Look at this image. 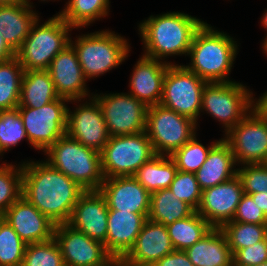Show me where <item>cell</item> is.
I'll use <instances>...</instances> for the list:
<instances>
[{
    "mask_svg": "<svg viewBox=\"0 0 267 266\" xmlns=\"http://www.w3.org/2000/svg\"><path fill=\"white\" fill-rule=\"evenodd\" d=\"M85 191L44 160H22V196L56 225L69 222Z\"/></svg>",
    "mask_w": 267,
    "mask_h": 266,
    "instance_id": "1",
    "label": "cell"
},
{
    "mask_svg": "<svg viewBox=\"0 0 267 266\" xmlns=\"http://www.w3.org/2000/svg\"><path fill=\"white\" fill-rule=\"evenodd\" d=\"M203 23L202 19L180 11L149 16L138 25L143 55L173 64L167 58L187 56L194 35Z\"/></svg>",
    "mask_w": 267,
    "mask_h": 266,
    "instance_id": "2",
    "label": "cell"
},
{
    "mask_svg": "<svg viewBox=\"0 0 267 266\" xmlns=\"http://www.w3.org/2000/svg\"><path fill=\"white\" fill-rule=\"evenodd\" d=\"M238 46L226 32L204 22L195 33L187 55L191 62L184 66L206 82H233L228 76L234 68Z\"/></svg>",
    "mask_w": 267,
    "mask_h": 266,
    "instance_id": "3",
    "label": "cell"
},
{
    "mask_svg": "<svg viewBox=\"0 0 267 266\" xmlns=\"http://www.w3.org/2000/svg\"><path fill=\"white\" fill-rule=\"evenodd\" d=\"M44 154L47 157L44 161L86 191L99 190L105 179L100 152L84 146L67 134L59 138Z\"/></svg>",
    "mask_w": 267,
    "mask_h": 266,
    "instance_id": "4",
    "label": "cell"
},
{
    "mask_svg": "<svg viewBox=\"0 0 267 266\" xmlns=\"http://www.w3.org/2000/svg\"><path fill=\"white\" fill-rule=\"evenodd\" d=\"M70 44L75 49L87 80L98 78L117 68L128 58L131 46L127 38L112 30L95 31L76 36Z\"/></svg>",
    "mask_w": 267,
    "mask_h": 266,
    "instance_id": "5",
    "label": "cell"
},
{
    "mask_svg": "<svg viewBox=\"0 0 267 266\" xmlns=\"http://www.w3.org/2000/svg\"><path fill=\"white\" fill-rule=\"evenodd\" d=\"M39 17L32 24L29 35L16 52L25 71L47 70L54 57L70 45L74 29L57 13L41 23Z\"/></svg>",
    "mask_w": 267,
    "mask_h": 266,
    "instance_id": "6",
    "label": "cell"
},
{
    "mask_svg": "<svg viewBox=\"0 0 267 266\" xmlns=\"http://www.w3.org/2000/svg\"><path fill=\"white\" fill-rule=\"evenodd\" d=\"M237 82H207L202 92L201 113L206 112L224 127L226 135L253 108V92Z\"/></svg>",
    "mask_w": 267,
    "mask_h": 266,
    "instance_id": "7",
    "label": "cell"
},
{
    "mask_svg": "<svg viewBox=\"0 0 267 266\" xmlns=\"http://www.w3.org/2000/svg\"><path fill=\"white\" fill-rule=\"evenodd\" d=\"M101 155L104 178L134 176L155 155L146 131L123 136H110Z\"/></svg>",
    "mask_w": 267,
    "mask_h": 266,
    "instance_id": "8",
    "label": "cell"
},
{
    "mask_svg": "<svg viewBox=\"0 0 267 266\" xmlns=\"http://www.w3.org/2000/svg\"><path fill=\"white\" fill-rule=\"evenodd\" d=\"M198 122L161 105L147 109L146 133L156 155L170 156L197 133Z\"/></svg>",
    "mask_w": 267,
    "mask_h": 266,
    "instance_id": "9",
    "label": "cell"
},
{
    "mask_svg": "<svg viewBox=\"0 0 267 266\" xmlns=\"http://www.w3.org/2000/svg\"><path fill=\"white\" fill-rule=\"evenodd\" d=\"M70 100L59 97L40 108L17 107L27 133L28 144L45 152L66 134Z\"/></svg>",
    "mask_w": 267,
    "mask_h": 266,
    "instance_id": "10",
    "label": "cell"
},
{
    "mask_svg": "<svg viewBox=\"0 0 267 266\" xmlns=\"http://www.w3.org/2000/svg\"><path fill=\"white\" fill-rule=\"evenodd\" d=\"M206 83L183 64H169L160 104L197 122L201 116L202 92Z\"/></svg>",
    "mask_w": 267,
    "mask_h": 266,
    "instance_id": "11",
    "label": "cell"
},
{
    "mask_svg": "<svg viewBox=\"0 0 267 266\" xmlns=\"http://www.w3.org/2000/svg\"><path fill=\"white\" fill-rule=\"evenodd\" d=\"M110 136L131 135L146 131L148 107L130 93H96Z\"/></svg>",
    "mask_w": 267,
    "mask_h": 266,
    "instance_id": "12",
    "label": "cell"
},
{
    "mask_svg": "<svg viewBox=\"0 0 267 266\" xmlns=\"http://www.w3.org/2000/svg\"><path fill=\"white\" fill-rule=\"evenodd\" d=\"M223 138L231 146L237 167L267 163V122L254 108Z\"/></svg>",
    "mask_w": 267,
    "mask_h": 266,
    "instance_id": "13",
    "label": "cell"
},
{
    "mask_svg": "<svg viewBox=\"0 0 267 266\" xmlns=\"http://www.w3.org/2000/svg\"><path fill=\"white\" fill-rule=\"evenodd\" d=\"M75 102L78 103L75 110L68 108L66 134L84 146L101 152L110 135L98 101L93 96L88 100L86 98V101L70 100L72 104Z\"/></svg>",
    "mask_w": 267,
    "mask_h": 266,
    "instance_id": "14",
    "label": "cell"
},
{
    "mask_svg": "<svg viewBox=\"0 0 267 266\" xmlns=\"http://www.w3.org/2000/svg\"><path fill=\"white\" fill-rule=\"evenodd\" d=\"M65 266H110L114 258L103 243L91 239L68 223L57 224L54 230Z\"/></svg>",
    "mask_w": 267,
    "mask_h": 266,
    "instance_id": "15",
    "label": "cell"
},
{
    "mask_svg": "<svg viewBox=\"0 0 267 266\" xmlns=\"http://www.w3.org/2000/svg\"><path fill=\"white\" fill-rule=\"evenodd\" d=\"M244 194L238 175L202 191L199 208L196 210L213 228H220L232 221L237 206Z\"/></svg>",
    "mask_w": 267,
    "mask_h": 266,
    "instance_id": "16",
    "label": "cell"
},
{
    "mask_svg": "<svg viewBox=\"0 0 267 266\" xmlns=\"http://www.w3.org/2000/svg\"><path fill=\"white\" fill-rule=\"evenodd\" d=\"M49 72L57 94L68 100H82L93 96L87 87L77 53L70 44L51 61Z\"/></svg>",
    "mask_w": 267,
    "mask_h": 266,
    "instance_id": "17",
    "label": "cell"
},
{
    "mask_svg": "<svg viewBox=\"0 0 267 266\" xmlns=\"http://www.w3.org/2000/svg\"><path fill=\"white\" fill-rule=\"evenodd\" d=\"M2 218L26 244L48 241L54 237L56 224L23 196L6 210Z\"/></svg>",
    "mask_w": 267,
    "mask_h": 266,
    "instance_id": "18",
    "label": "cell"
},
{
    "mask_svg": "<svg viewBox=\"0 0 267 266\" xmlns=\"http://www.w3.org/2000/svg\"><path fill=\"white\" fill-rule=\"evenodd\" d=\"M99 191L109 209L140 213L148 218L151 193L133 176L105 178Z\"/></svg>",
    "mask_w": 267,
    "mask_h": 266,
    "instance_id": "19",
    "label": "cell"
},
{
    "mask_svg": "<svg viewBox=\"0 0 267 266\" xmlns=\"http://www.w3.org/2000/svg\"><path fill=\"white\" fill-rule=\"evenodd\" d=\"M108 207L99 190L85 191L74 206L70 226L85 233L106 248Z\"/></svg>",
    "mask_w": 267,
    "mask_h": 266,
    "instance_id": "20",
    "label": "cell"
},
{
    "mask_svg": "<svg viewBox=\"0 0 267 266\" xmlns=\"http://www.w3.org/2000/svg\"><path fill=\"white\" fill-rule=\"evenodd\" d=\"M174 250L167 227L147 219L133 247L122 259L136 266H153Z\"/></svg>",
    "mask_w": 267,
    "mask_h": 266,
    "instance_id": "21",
    "label": "cell"
},
{
    "mask_svg": "<svg viewBox=\"0 0 267 266\" xmlns=\"http://www.w3.org/2000/svg\"><path fill=\"white\" fill-rule=\"evenodd\" d=\"M169 64L141 55L130 76V92L147 107L160 104L163 82Z\"/></svg>",
    "mask_w": 267,
    "mask_h": 266,
    "instance_id": "22",
    "label": "cell"
},
{
    "mask_svg": "<svg viewBox=\"0 0 267 266\" xmlns=\"http://www.w3.org/2000/svg\"><path fill=\"white\" fill-rule=\"evenodd\" d=\"M148 218L140 213L108 208L106 251L114 258H123L133 247Z\"/></svg>",
    "mask_w": 267,
    "mask_h": 266,
    "instance_id": "23",
    "label": "cell"
},
{
    "mask_svg": "<svg viewBox=\"0 0 267 266\" xmlns=\"http://www.w3.org/2000/svg\"><path fill=\"white\" fill-rule=\"evenodd\" d=\"M34 6L23 0L11 5H0V33L16 53L29 35L32 24L39 16Z\"/></svg>",
    "mask_w": 267,
    "mask_h": 266,
    "instance_id": "24",
    "label": "cell"
},
{
    "mask_svg": "<svg viewBox=\"0 0 267 266\" xmlns=\"http://www.w3.org/2000/svg\"><path fill=\"white\" fill-rule=\"evenodd\" d=\"M236 166L230 144L224 138L219 139L210 149L201 168L195 172L201 190L214 187L236 176Z\"/></svg>",
    "mask_w": 267,
    "mask_h": 266,
    "instance_id": "25",
    "label": "cell"
},
{
    "mask_svg": "<svg viewBox=\"0 0 267 266\" xmlns=\"http://www.w3.org/2000/svg\"><path fill=\"white\" fill-rule=\"evenodd\" d=\"M184 252L194 266H233V255L220 228H212Z\"/></svg>",
    "mask_w": 267,
    "mask_h": 266,
    "instance_id": "26",
    "label": "cell"
},
{
    "mask_svg": "<svg viewBox=\"0 0 267 266\" xmlns=\"http://www.w3.org/2000/svg\"><path fill=\"white\" fill-rule=\"evenodd\" d=\"M59 97L47 70L24 72L18 107L40 108Z\"/></svg>",
    "mask_w": 267,
    "mask_h": 266,
    "instance_id": "27",
    "label": "cell"
},
{
    "mask_svg": "<svg viewBox=\"0 0 267 266\" xmlns=\"http://www.w3.org/2000/svg\"><path fill=\"white\" fill-rule=\"evenodd\" d=\"M178 169L168 155H155L133 176L150 193L169 188Z\"/></svg>",
    "mask_w": 267,
    "mask_h": 266,
    "instance_id": "28",
    "label": "cell"
},
{
    "mask_svg": "<svg viewBox=\"0 0 267 266\" xmlns=\"http://www.w3.org/2000/svg\"><path fill=\"white\" fill-rule=\"evenodd\" d=\"M195 210L178 199L169 188L151 193L148 219L165 226L190 216Z\"/></svg>",
    "mask_w": 267,
    "mask_h": 266,
    "instance_id": "29",
    "label": "cell"
},
{
    "mask_svg": "<svg viewBox=\"0 0 267 266\" xmlns=\"http://www.w3.org/2000/svg\"><path fill=\"white\" fill-rule=\"evenodd\" d=\"M110 3V0H68L57 14L74 30L82 29L108 16Z\"/></svg>",
    "mask_w": 267,
    "mask_h": 266,
    "instance_id": "30",
    "label": "cell"
},
{
    "mask_svg": "<svg viewBox=\"0 0 267 266\" xmlns=\"http://www.w3.org/2000/svg\"><path fill=\"white\" fill-rule=\"evenodd\" d=\"M175 250L184 251L198 242L213 227L196 211L190 216L166 225Z\"/></svg>",
    "mask_w": 267,
    "mask_h": 266,
    "instance_id": "31",
    "label": "cell"
},
{
    "mask_svg": "<svg viewBox=\"0 0 267 266\" xmlns=\"http://www.w3.org/2000/svg\"><path fill=\"white\" fill-rule=\"evenodd\" d=\"M24 72L16 56L0 62V111L18 107Z\"/></svg>",
    "mask_w": 267,
    "mask_h": 266,
    "instance_id": "32",
    "label": "cell"
},
{
    "mask_svg": "<svg viewBox=\"0 0 267 266\" xmlns=\"http://www.w3.org/2000/svg\"><path fill=\"white\" fill-rule=\"evenodd\" d=\"M220 229L226 236L232 255L243 248L250 247L267 237V224L229 221Z\"/></svg>",
    "mask_w": 267,
    "mask_h": 266,
    "instance_id": "33",
    "label": "cell"
},
{
    "mask_svg": "<svg viewBox=\"0 0 267 266\" xmlns=\"http://www.w3.org/2000/svg\"><path fill=\"white\" fill-rule=\"evenodd\" d=\"M22 196V162L0 164V217Z\"/></svg>",
    "mask_w": 267,
    "mask_h": 266,
    "instance_id": "34",
    "label": "cell"
},
{
    "mask_svg": "<svg viewBox=\"0 0 267 266\" xmlns=\"http://www.w3.org/2000/svg\"><path fill=\"white\" fill-rule=\"evenodd\" d=\"M197 137L196 134L190 141L170 155L179 171L195 173L206 161L210 149L219 141L214 140L210 143L211 145L204 146Z\"/></svg>",
    "mask_w": 267,
    "mask_h": 266,
    "instance_id": "35",
    "label": "cell"
},
{
    "mask_svg": "<svg viewBox=\"0 0 267 266\" xmlns=\"http://www.w3.org/2000/svg\"><path fill=\"white\" fill-rule=\"evenodd\" d=\"M26 243L0 217V266H22Z\"/></svg>",
    "mask_w": 267,
    "mask_h": 266,
    "instance_id": "36",
    "label": "cell"
},
{
    "mask_svg": "<svg viewBox=\"0 0 267 266\" xmlns=\"http://www.w3.org/2000/svg\"><path fill=\"white\" fill-rule=\"evenodd\" d=\"M22 266H65L56 239L27 244Z\"/></svg>",
    "mask_w": 267,
    "mask_h": 266,
    "instance_id": "37",
    "label": "cell"
},
{
    "mask_svg": "<svg viewBox=\"0 0 267 266\" xmlns=\"http://www.w3.org/2000/svg\"><path fill=\"white\" fill-rule=\"evenodd\" d=\"M23 139L28 141L18 108L0 111V157Z\"/></svg>",
    "mask_w": 267,
    "mask_h": 266,
    "instance_id": "38",
    "label": "cell"
},
{
    "mask_svg": "<svg viewBox=\"0 0 267 266\" xmlns=\"http://www.w3.org/2000/svg\"><path fill=\"white\" fill-rule=\"evenodd\" d=\"M169 189L178 199L185 201L195 211L199 208L202 190L196 180L195 173L178 170Z\"/></svg>",
    "mask_w": 267,
    "mask_h": 266,
    "instance_id": "39",
    "label": "cell"
},
{
    "mask_svg": "<svg viewBox=\"0 0 267 266\" xmlns=\"http://www.w3.org/2000/svg\"><path fill=\"white\" fill-rule=\"evenodd\" d=\"M240 166L237 168V175L241 179L244 193L267 192V163Z\"/></svg>",
    "mask_w": 267,
    "mask_h": 266,
    "instance_id": "40",
    "label": "cell"
},
{
    "mask_svg": "<svg viewBox=\"0 0 267 266\" xmlns=\"http://www.w3.org/2000/svg\"><path fill=\"white\" fill-rule=\"evenodd\" d=\"M232 221L252 224H267V217L250 194L244 193Z\"/></svg>",
    "mask_w": 267,
    "mask_h": 266,
    "instance_id": "41",
    "label": "cell"
},
{
    "mask_svg": "<svg viewBox=\"0 0 267 266\" xmlns=\"http://www.w3.org/2000/svg\"><path fill=\"white\" fill-rule=\"evenodd\" d=\"M267 261V237L233 254V266H257Z\"/></svg>",
    "mask_w": 267,
    "mask_h": 266,
    "instance_id": "42",
    "label": "cell"
},
{
    "mask_svg": "<svg viewBox=\"0 0 267 266\" xmlns=\"http://www.w3.org/2000/svg\"><path fill=\"white\" fill-rule=\"evenodd\" d=\"M153 266H194L186 253L182 250H174L167 254Z\"/></svg>",
    "mask_w": 267,
    "mask_h": 266,
    "instance_id": "43",
    "label": "cell"
},
{
    "mask_svg": "<svg viewBox=\"0 0 267 266\" xmlns=\"http://www.w3.org/2000/svg\"><path fill=\"white\" fill-rule=\"evenodd\" d=\"M253 108L267 122V91L259 98L253 97Z\"/></svg>",
    "mask_w": 267,
    "mask_h": 266,
    "instance_id": "44",
    "label": "cell"
},
{
    "mask_svg": "<svg viewBox=\"0 0 267 266\" xmlns=\"http://www.w3.org/2000/svg\"><path fill=\"white\" fill-rule=\"evenodd\" d=\"M16 56V53L7 45L0 33V62L9 60Z\"/></svg>",
    "mask_w": 267,
    "mask_h": 266,
    "instance_id": "45",
    "label": "cell"
},
{
    "mask_svg": "<svg viewBox=\"0 0 267 266\" xmlns=\"http://www.w3.org/2000/svg\"><path fill=\"white\" fill-rule=\"evenodd\" d=\"M250 195L267 217V192L253 193Z\"/></svg>",
    "mask_w": 267,
    "mask_h": 266,
    "instance_id": "46",
    "label": "cell"
},
{
    "mask_svg": "<svg viewBox=\"0 0 267 266\" xmlns=\"http://www.w3.org/2000/svg\"><path fill=\"white\" fill-rule=\"evenodd\" d=\"M110 266H136V265H132L123 260L122 258H119V259H114V261L110 264Z\"/></svg>",
    "mask_w": 267,
    "mask_h": 266,
    "instance_id": "47",
    "label": "cell"
},
{
    "mask_svg": "<svg viewBox=\"0 0 267 266\" xmlns=\"http://www.w3.org/2000/svg\"><path fill=\"white\" fill-rule=\"evenodd\" d=\"M260 22H261V25L263 26V28L266 29V31H267V10H265L263 15L261 16Z\"/></svg>",
    "mask_w": 267,
    "mask_h": 266,
    "instance_id": "48",
    "label": "cell"
},
{
    "mask_svg": "<svg viewBox=\"0 0 267 266\" xmlns=\"http://www.w3.org/2000/svg\"><path fill=\"white\" fill-rule=\"evenodd\" d=\"M22 1L23 0H0V5H11Z\"/></svg>",
    "mask_w": 267,
    "mask_h": 266,
    "instance_id": "49",
    "label": "cell"
},
{
    "mask_svg": "<svg viewBox=\"0 0 267 266\" xmlns=\"http://www.w3.org/2000/svg\"><path fill=\"white\" fill-rule=\"evenodd\" d=\"M264 37H266V38H264L263 39V42H262V47L261 48H263L262 49V51L266 54V56H267V35L266 36H264Z\"/></svg>",
    "mask_w": 267,
    "mask_h": 266,
    "instance_id": "50",
    "label": "cell"
},
{
    "mask_svg": "<svg viewBox=\"0 0 267 266\" xmlns=\"http://www.w3.org/2000/svg\"><path fill=\"white\" fill-rule=\"evenodd\" d=\"M27 2H29V3H31V4H33V2H31V0H26ZM41 2L43 1V2H45V1H50V0H40ZM52 1V0H51ZM55 1V0H54ZM58 1V0H57Z\"/></svg>",
    "mask_w": 267,
    "mask_h": 266,
    "instance_id": "51",
    "label": "cell"
},
{
    "mask_svg": "<svg viewBox=\"0 0 267 266\" xmlns=\"http://www.w3.org/2000/svg\"><path fill=\"white\" fill-rule=\"evenodd\" d=\"M257 266H267V261L266 262H263L262 264L257 265Z\"/></svg>",
    "mask_w": 267,
    "mask_h": 266,
    "instance_id": "52",
    "label": "cell"
}]
</instances>
